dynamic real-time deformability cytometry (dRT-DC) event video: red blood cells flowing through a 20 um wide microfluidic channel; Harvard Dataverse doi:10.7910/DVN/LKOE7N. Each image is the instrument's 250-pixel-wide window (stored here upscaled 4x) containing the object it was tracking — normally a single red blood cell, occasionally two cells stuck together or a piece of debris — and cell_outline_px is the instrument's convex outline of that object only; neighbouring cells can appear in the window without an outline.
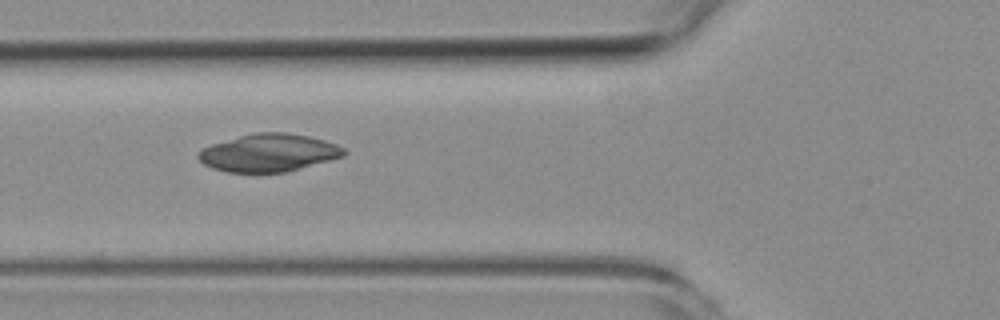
{"species": "common noctule bat (a hibernating species)", "species_latin": "Nyctalus noctula", "temperature_condition": "room temperature", "stored_images_in_passage": 7, "camera_frame_rate_fps": 3000, "um_per_image_px": 0.085, "animal": {"sex": "female", "body_mass_g": 19.3, "forearm_length_mm": 54.1}, "frame": {"image": 1, "passage_image": 2, "time_ms": 1.0, "image_size_px": [1000, 320], "cell_outline_px": [[348, 152], [344, 156], [288, 172], [260, 176], [228, 172], [212, 168], [204, 164], [196, 156], [204, 148], [212, 144], [240, 136], [256, 132], [284, 132], [308, 136], [324, 140], [336, 144], [344, 148]], "centroid_in_image_um": [22.85, 13.04], "position_along_channel_um": 102.9, "area_um2": 32.71}}
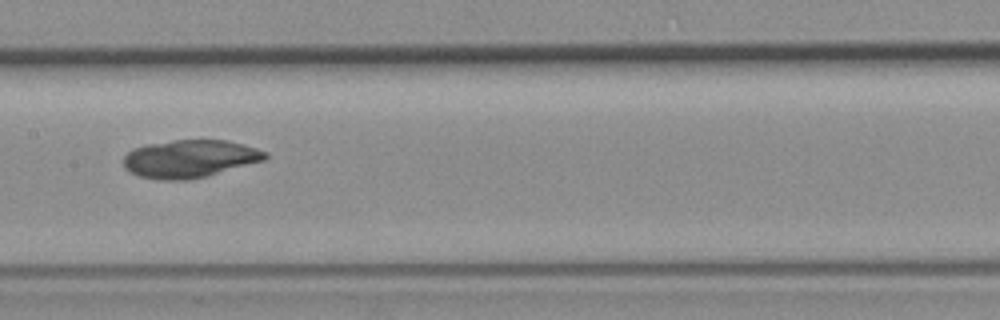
{"frame": {"image": 2, "passage_image": 4, "time_ms": 3.333, "image_size_px": [1000, 320], "cell_outline_px": [[268, 156], [264, 160], [204, 176], [188, 180], [160, 180], [140, 176], [124, 168], [124, 156], [132, 148], [148, 144], [172, 140], [228, 140], [256, 148], [268, 152]], "centroid_in_image_um": [16.11, 13.48], "position_along_channel_um": 191.3, "area_um2": 30.92}}
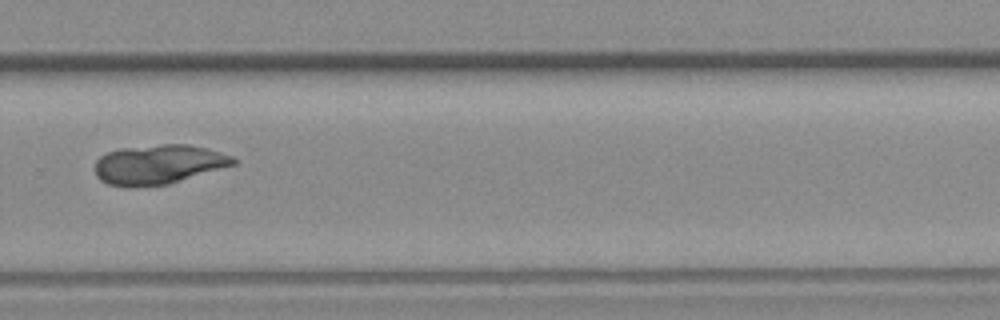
{"frame": {"image": 3, "passage_image": 7, "time_ms": 6.667, "image_size_px": [1000, 320], "cell_outline_px": [[236, 164], [168, 184], [136, 188], [124, 188], [108, 184], [100, 180], [96, 176], [96, 160], [100, 156], [108, 152], [120, 148], [164, 144], [188, 144], [208, 148], [232, 156], [236, 160]], "centroid_in_image_um": [13.45, 13.99], "position_along_channel_um": 316.4, "area_um2": 32.08}}